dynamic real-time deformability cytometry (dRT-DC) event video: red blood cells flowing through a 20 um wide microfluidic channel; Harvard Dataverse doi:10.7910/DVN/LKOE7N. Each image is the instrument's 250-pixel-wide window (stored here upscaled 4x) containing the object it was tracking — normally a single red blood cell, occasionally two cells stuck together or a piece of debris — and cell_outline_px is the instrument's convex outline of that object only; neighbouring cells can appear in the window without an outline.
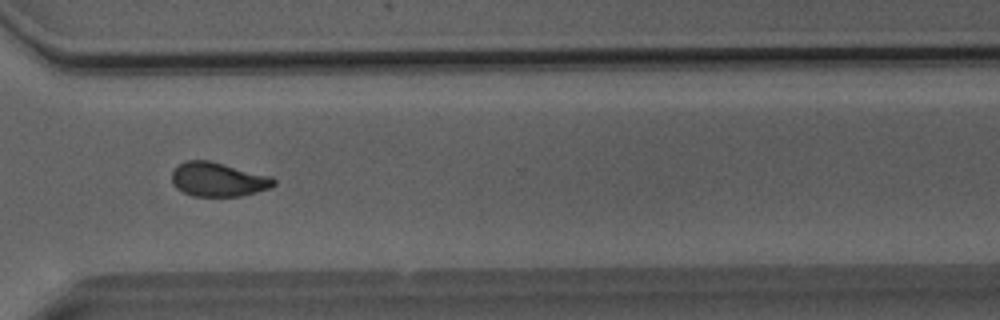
{"species": "Egyptian fruit bat (a non-hibernating species)", "species_latin": "Rousettus aegyptiacus", "temperature_condition": "room temperature", "stored_images_in_passage": 44, "camera_frame_rate_fps": 3000, "um_per_image_px": 0.085, "animal": {"sex": "male"}, "frame": {"image": 1, "passage_image": 37, "time_ms": 12.0, "image_size_px": [1000, 320], "cell_outline_px": [[276, 184], [268, 188], [256, 192], [240, 196], [192, 196], [176, 188], [172, 184], [172, 172], [176, 164], [184, 160], [208, 160], [272, 176], [276, 180]], "centroid_in_image_um": [18.51, 15.24], "position_along_channel_um": 352.1, "area_um2": 20.4}}